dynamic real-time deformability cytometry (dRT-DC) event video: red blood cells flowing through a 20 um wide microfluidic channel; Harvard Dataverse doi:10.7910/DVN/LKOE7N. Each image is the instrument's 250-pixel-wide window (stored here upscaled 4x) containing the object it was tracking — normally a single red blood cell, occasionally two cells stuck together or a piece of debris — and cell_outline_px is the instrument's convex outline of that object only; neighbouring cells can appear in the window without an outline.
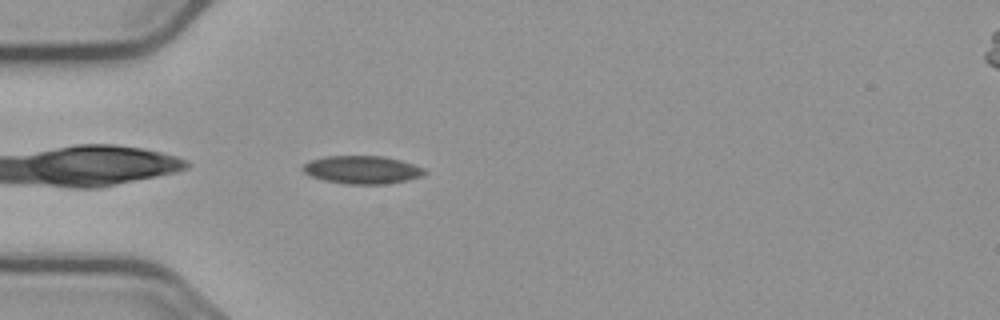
{"species": "common noctule bat (a hibernating species)", "species_latin": "Nyctalus noctula", "temperature_condition": "cold", "stored_images_in_passage": 40, "camera_frame_rate_fps": 3000, "um_per_image_px": 0.085, "animal": {"sex": "male", "body_mass_g": 23.1, "forearm_length_mm": 52.7}, "frame": {"image": 1, "passage_image": 1, "time_ms": 0.0, "image_size_px": [1000, 320], "cell_outline_px": [[428, 172], [420, 176], [408, 180], [384, 184], [348, 184], [324, 180], [312, 176], [304, 172], [300, 168], [304, 164], [312, 160], [328, 156], [384, 156], [400, 160], [424, 168]], "centroid_in_image_um": [30.79, 14.43], "position_along_channel_um": 54.2, "area_um2": 19.71}}
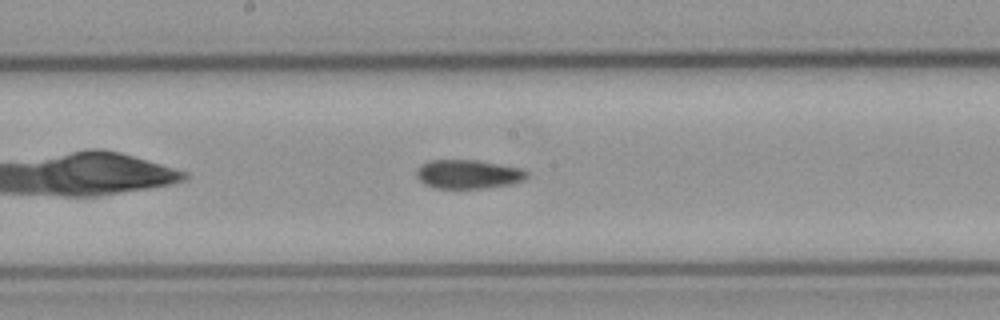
{"frame": {"image": 2, "passage_image": 14, "time_ms": 4.333, "image_size_px": [1000, 320], "cell_outline_px": [[528, 176], [524, 180], [512, 184], [484, 188], [432, 188], [424, 184], [416, 176], [416, 172], [420, 164], [428, 160], [476, 160], [524, 168], [528, 172]], "centroid_in_image_um": [39.8, 14.8], "position_along_channel_um": 208.4, "area_um2": 18.84}}
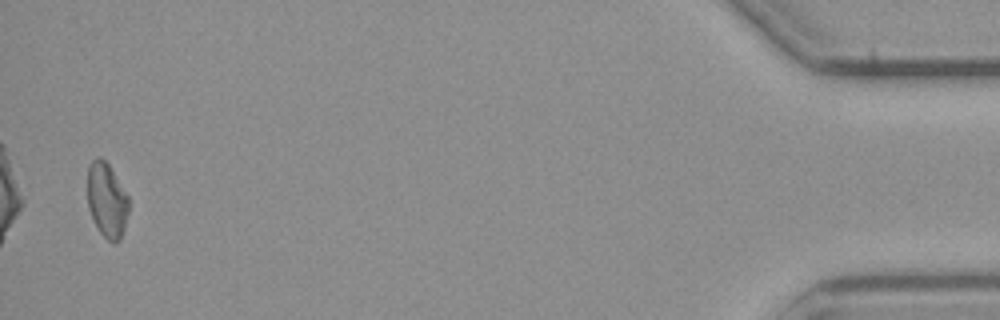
{"frame": {"image": 3, "passage_image": 39, "time_ms": 12.667, "image_size_px": [1000, 320], "cell_outline_px": [[128, 212], [124, 228], [120, 240], [116, 244], [108, 240], [100, 232], [88, 208], [88, 164], [96, 156], [100, 156], [108, 164], [128, 196]], "centroid_in_image_um": [9.07, 17.0], "position_along_channel_um": 426.1, "area_um2": 17.8}, "authors_computed_cell_mechanics": {"area_um2": 18.6405, "velocity_mm_per_s": 3.7162, "shape_relaxation_time_tau1_ms": 8.5557, "shape_relaxation_time_tau2_ms": 2.9765, "deformation_change_tau1": 0.1411, "deformation_change_tau2": 0.0843}}